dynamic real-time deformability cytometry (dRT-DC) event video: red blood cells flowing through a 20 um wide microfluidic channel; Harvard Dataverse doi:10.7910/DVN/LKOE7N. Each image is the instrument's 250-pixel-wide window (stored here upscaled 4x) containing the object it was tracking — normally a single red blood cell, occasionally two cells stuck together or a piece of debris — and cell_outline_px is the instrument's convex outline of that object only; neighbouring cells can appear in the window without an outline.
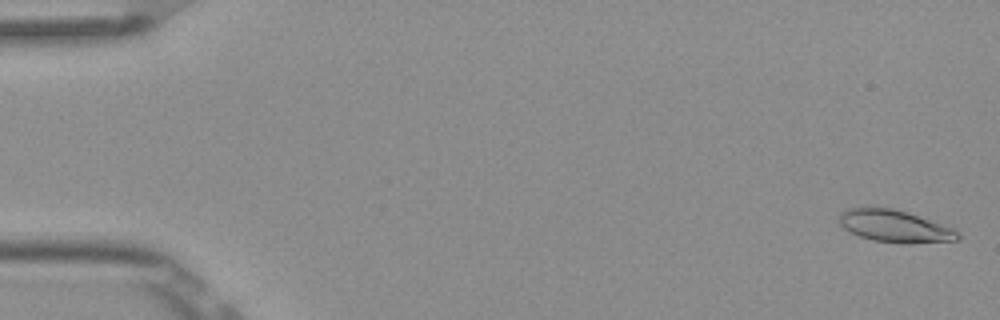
{"species": "Egyptian fruit bat (a non-hibernating species)", "species_latin": "Rousettus aegyptiacus", "temperature_condition": "room temperature", "stored_images_in_passage": 5, "camera_frame_rate_fps": 3000, "um_per_image_px": 0.085, "frame": {"image": 1, "passage_image": 1, "time_ms": 0.0, "image_size_px": [1000, 320], "cell_outline_px": [[960, 240], [912, 244], [904, 244], [876, 240], [860, 236], [848, 232], [840, 224], [840, 212], [848, 208], [892, 208], [952, 228], [960, 232]], "centroid_in_image_um": [76.06, 19.25], "position_along_channel_um": 8.9, "area_um2": 21.91}}
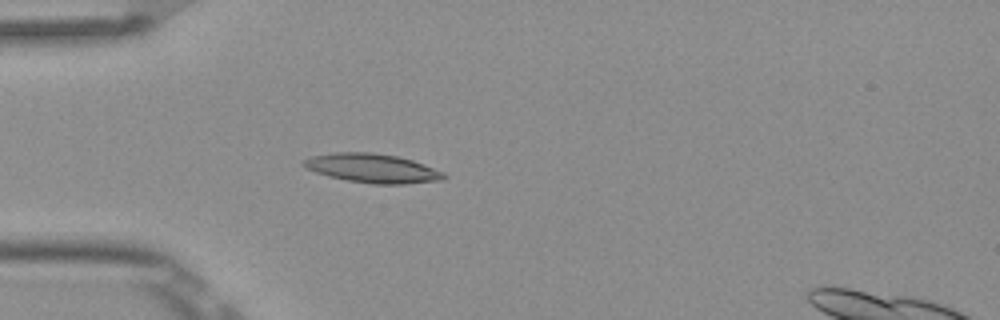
{"frame": {"image": 2, "passage_image": 5, "time_ms": 1.333, "image_size_px": [1000, 320], "cell_outline_px": [[448, 176], [444, 180], [404, 184], [372, 184], [348, 180], [328, 176], [304, 168], [300, 164], [304, 160], [312, 156], [336, 152], [372, 152], [396, 156], [412, 160], [424, 164], [444, 172]], "centroid_in_image_um": [31.67, 14.3], "position_along_channel_um": 53.3, "area_um2": 23.81}}